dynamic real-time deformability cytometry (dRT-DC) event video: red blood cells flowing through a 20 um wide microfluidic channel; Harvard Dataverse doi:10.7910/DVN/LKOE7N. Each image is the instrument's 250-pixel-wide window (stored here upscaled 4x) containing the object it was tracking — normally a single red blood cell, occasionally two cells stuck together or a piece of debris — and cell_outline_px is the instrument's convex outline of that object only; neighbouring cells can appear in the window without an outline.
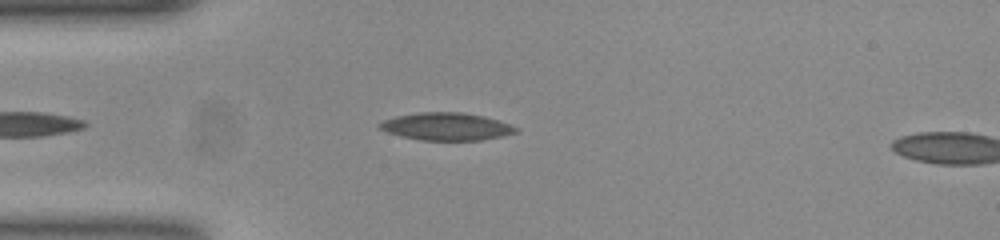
{"species": "common noctule bat (a hibernating species)", "species_latin": "Nyctalus noctula", "temperature_condition": "room temperature", "stored_images_in_passage": 8, "camera_frame_rate_fps": 3000, "um_per_image_px": 0.085, "animal": {"sex": "female", "body_mass_g": 23.0, "forearm_length_mm": 53.4}, "frame": {"image": 1, "passage_image": 6, "time_ms": 1.667, "image_size_px": [1000, 240], "cell_outline_px": [[516, 132], [500, 136], [480, 140], [420, 140], [400, 136], [388, 132], [380, 128], [376, 124], [384, 120], [396, 116], [420, 112], [460, 112], [484, 116], [508, 124], [516, 128]], "centroid_in_image_um": [37.88, 10.75], "position_along_channel_um": 47.1, "area_um2": 21.56}}